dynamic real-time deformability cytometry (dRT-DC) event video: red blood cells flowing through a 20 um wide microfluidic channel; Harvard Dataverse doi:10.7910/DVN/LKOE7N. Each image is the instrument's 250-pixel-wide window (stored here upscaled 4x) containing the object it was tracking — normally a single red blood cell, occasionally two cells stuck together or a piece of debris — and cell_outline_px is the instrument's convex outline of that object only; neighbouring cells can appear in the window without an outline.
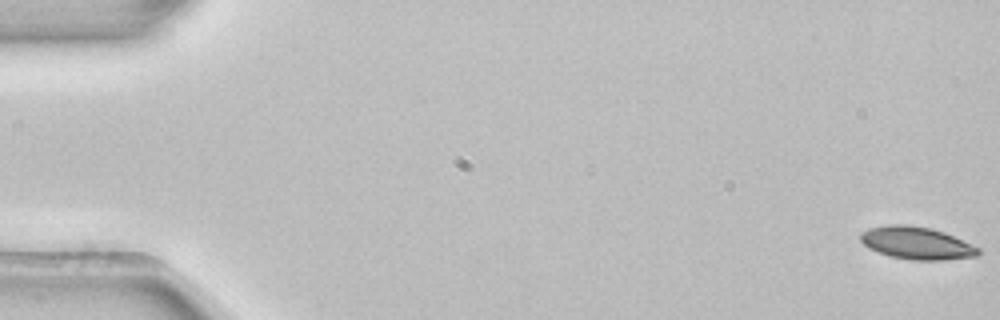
{"species": "common noctule bat (a hibernating species)", "species_latin": "Nyctalus noctula", "temperature_condition": "room temperature", "stored_images_in_passage": 53, "camera_frame_rate_fps": 3000, "um_per_image_px": 0.085, "animal": {"sex": "female", "body_mass_g": 22.7, "forearm_length_mm": 54.2}, "frame": {"image": 1, "passage_image": 1, "time_ms": 0.0, "image_size_px": [1000, 320], "cell_outline_px": [[980, 252], [976, 256], [944, 260], [912, 260], [888, 256], [868, 248], [860, 240], [860, 232], [868, 228], [888, 224], [908, 224], [932, 228], [944, 232], [980, 248]], "centroid_in_image_um": [77.88, 20.65], "position_along_channel_um": 7.1, "area_um2": 22.48}}
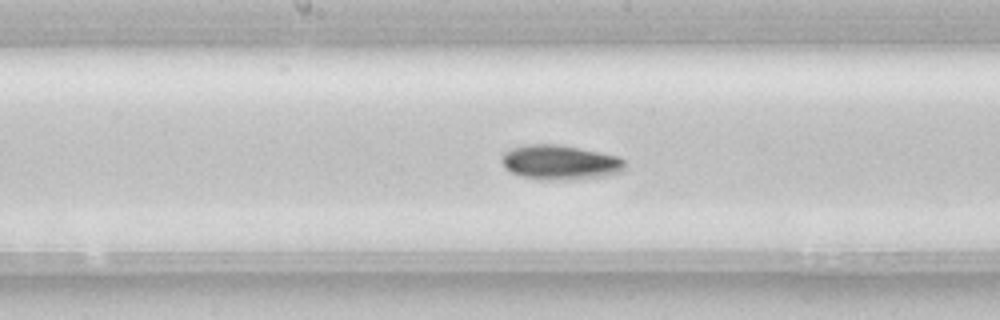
{"frame": {"image": 2, "passage_image": 28, "time_ms": 9.0, "image_size_px": [1000, 320], "cell_outline_px": [[624, 168], [620, 172], [604, 176], [584, 180], [540, 180], [520, 176], [504, 168], [500, 160], [504, 152], [512, 148], [528, 144], [560, 144], [616, 156], [624, 160]], "centroid_in_image_um": [47.57, 13.82], "position_along_channel_um": 200.6, "area_um2": 25.14}}
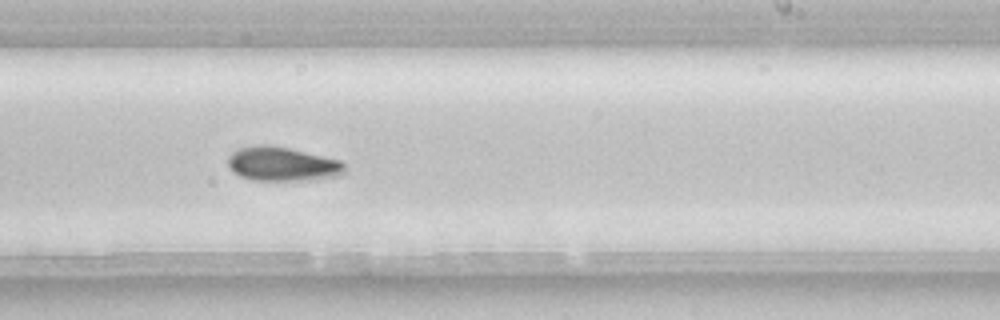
{"frame": {"image": 3, "passage_image": 33, "time_ms": 10.667, "image_size_px": [1000, 320], "cell_outline_px": [[344, 172], [340, 176], [316, 180], [252, 180], [240, 176], [232, 172], [228, 164], [228, 156], [232, 152], [240, 148], [260, 144], [268, 144], [288, 148], [340, 160], [344, 164]], "centroid_in_image_um": [23.99, 13.95], "position_along_channel_um": 265.0, "area_um2": 23.29}, "authors_computed_cell_mechanics": {"area_um2": 22.3108, "velocity_mm_per_s": 3.8918, "shape_relaxation_time_tau1_ms": 4.0564, "shape_relaxation_time_tau2_ms": null, "deformation_change_tau1": 0.0919, "deformation_change_tau2": null}}